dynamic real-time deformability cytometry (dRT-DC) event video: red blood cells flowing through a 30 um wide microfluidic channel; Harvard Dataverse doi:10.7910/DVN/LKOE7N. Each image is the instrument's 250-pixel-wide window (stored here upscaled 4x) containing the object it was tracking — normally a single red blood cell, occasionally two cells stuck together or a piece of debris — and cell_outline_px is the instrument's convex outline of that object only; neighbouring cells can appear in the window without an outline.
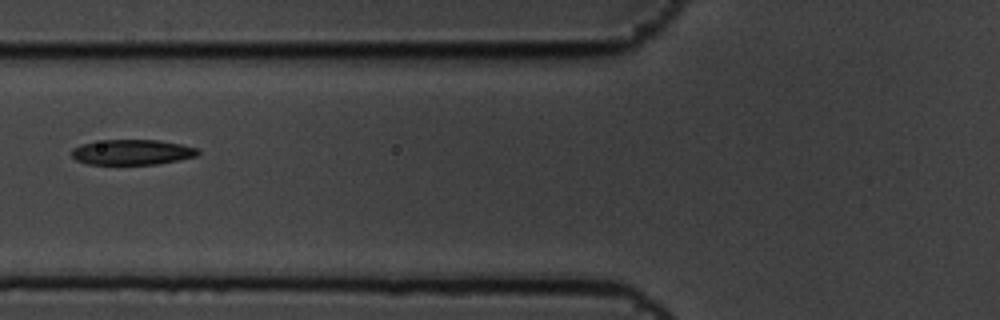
{"species": "common noctule bat (a hibernating species)", "species_latin": "Nyctalus noctula", "temperature_condition": "cold", "stored_images_in_passage": 14, "camera_frame_rate_fps": 3000, "um_per_image_px": 0.085, "animal": {"sex": "male", "body_mass_g": 19.5, "forearm_length_mm": 54.6}, "frame": {"image": 1, "passage_image": 5, "time_ms": 1.333, "image_size_px": [1000, 320], "cell_outline_px": [[200, 152], [196, 156], [180, 160], [156, 164], [88, 164], [76, 160], [72, 156], [72, 148], [80, 144], [104, 140], [160, 140], [180, 144], [196, 148]], "centroid_in_image_um": [11.22, 12.93], "position_along_channel_um": 114.6, "area_um2": 18.55}}
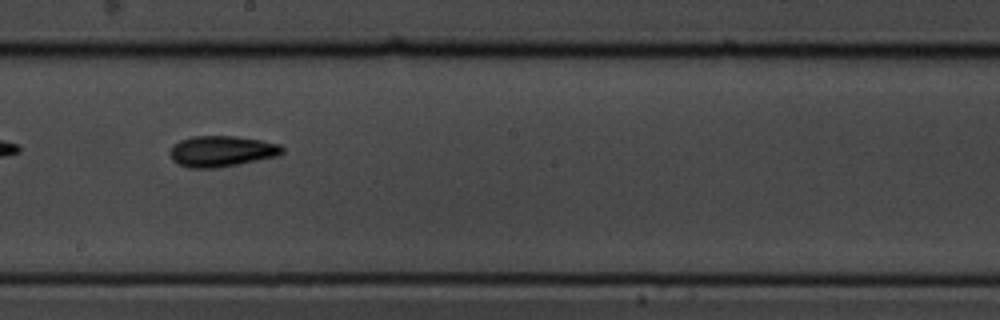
{"frame": {"image": 2, "passage_image": 8, "time_ms": 2.333, "image_size_px": [1000, 320], "cell_outline_px": [[284, 152], [276, 156], [216, 168], [188, 168], [176, 164], [172, 160], [168, 152], [172, 144], [180, 140], [192, 136], [236, 136], [260, 140], [280, 144], [284, 148]], "centroid_in_image_um": [18.77, 12.85], "position_along_channel_um": 229.4, "area_um2": 20.35}}
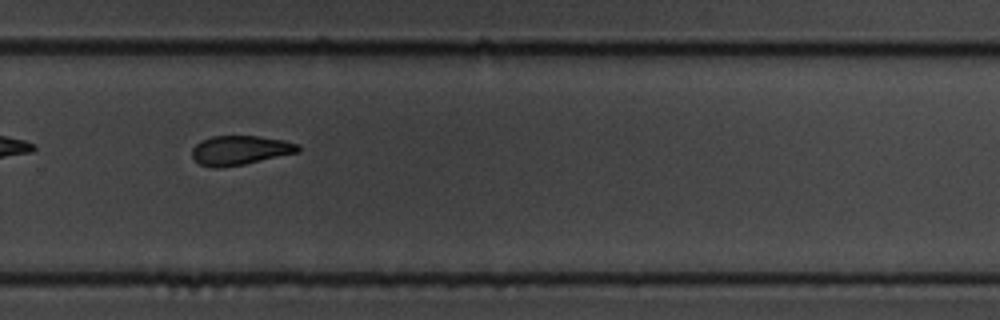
{"frame": {"image": 3, "passage_image": 10, "time_ms": 3.0, "image_size_px": [1000, 320], "cell_outline_px": [[300, 152], [244, 164], [220, 168], [212, 168], [200, 164], [192, 156], [192, 148], [200, 140], [212, 136], [260, 136], [284, 140], [300, 144]], "centroid_in_image_um": [20.42, 12.77], "position_along_channel_um": 309.4, "area_um2": 18.26}}